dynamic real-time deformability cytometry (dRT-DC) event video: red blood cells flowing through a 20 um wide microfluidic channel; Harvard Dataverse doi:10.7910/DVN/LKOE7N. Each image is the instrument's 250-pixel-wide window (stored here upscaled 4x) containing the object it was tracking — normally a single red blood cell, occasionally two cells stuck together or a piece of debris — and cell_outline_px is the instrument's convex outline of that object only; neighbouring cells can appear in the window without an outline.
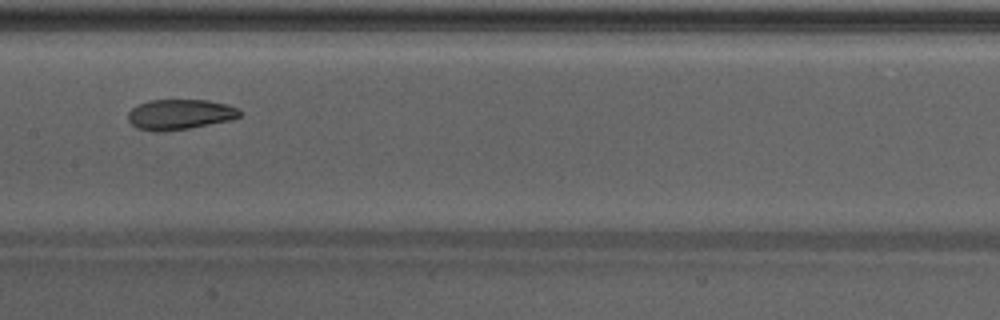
{"species": "Egyptian fruit bat (a non-hibernating species)", "species_latin": "Rousettus aegyptiacus", "temperature_condition": "warm", "stored_images_in_passage": 33, "camera_frame_rate_fps": 3000, "um_per_image_px": 0.085, "animal": {"sex": "male"}, "frame": {"image": 1, "passage_image": 10, "time_ms": 3.0, "image_size_px": [1000, 320], "cell_outline_px": [[240, 116], [232, 120], [188, 128], [164, 132], [152, 132], [136, 128], [128, 120], [128, 112], [136, 104], [148, 100], [208, 100], [228, 104], [236, 108], [240, 112]], "centroid_in_image_um": [15.24, 9.73], "position_along_channel_um": 192.2, "area_um2": 19.94}}